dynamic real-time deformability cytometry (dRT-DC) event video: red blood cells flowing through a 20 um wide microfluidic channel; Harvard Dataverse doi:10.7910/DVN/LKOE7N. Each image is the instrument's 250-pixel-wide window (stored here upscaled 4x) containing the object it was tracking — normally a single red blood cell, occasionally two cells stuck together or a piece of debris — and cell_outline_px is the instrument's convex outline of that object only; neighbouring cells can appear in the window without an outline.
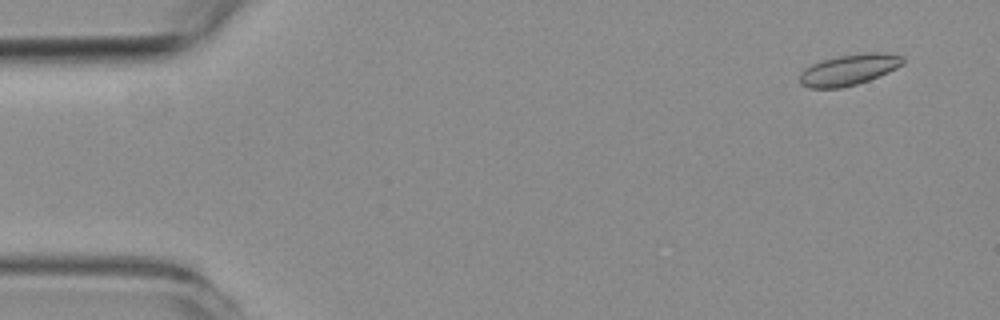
{"species": "common noctule bat (a hibernating species)", "species_latin": "Nyctalus noctula", "temperature_condition": "room temperature", "stored_images_in_passage": 11, "camera_frame_rate_fps": 3000, "um_per_image_px": 0.085, "animal": {"sex": "female", "body_mass_g": 19.3, "forearm_length_mm": 54.1}, "frame": {"image": 1, "passage_image": 4, "time_ms": 1.0, "image_size_px": [1000, 320], "cell_outline_px": [[904, 64], [880, 76], [856, 84], [840, 88], [808, 88], [800, 84], [800, 72], [804, 68], [812, 64], [824, 60], [840, 56], [864, 52], [884, 52], [904, 56]], "centroid_in_image_um": [72.18, 5.92], "position_along_channel_um": 12.8, "area_um2": 18.67}}